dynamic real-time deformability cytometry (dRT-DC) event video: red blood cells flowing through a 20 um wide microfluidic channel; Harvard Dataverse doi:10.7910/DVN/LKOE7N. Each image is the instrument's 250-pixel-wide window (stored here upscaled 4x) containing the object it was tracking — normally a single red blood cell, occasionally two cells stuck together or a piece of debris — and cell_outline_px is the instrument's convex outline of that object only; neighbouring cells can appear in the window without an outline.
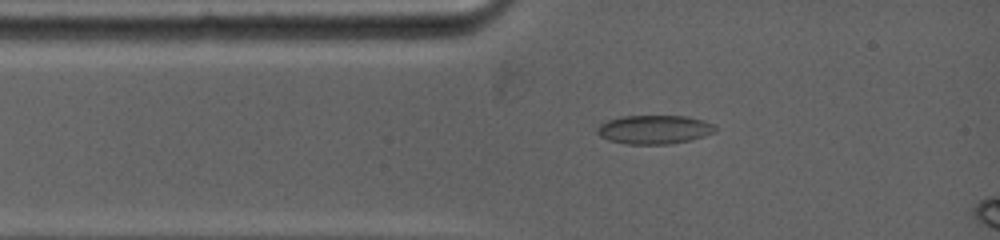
{"species": "common noctule bat (a hibernating species)", "species_latin": "Nyctalus noctula", "temperature_condition": "warm", "stored_images_in_passage": 9, "camera_frame_rate_fps": 5000, "um_per_image_px": 0.085, "animal": {"sex": "female", "body_mass_g": 19.0, "forearm_length_mm": 53.3}, "frame": {"image": 1, "passage_image": 6, "time_ms": 1.6, "image_size_px": [1000, 240], "cell_outline_px": [[716, 132], [692, 140], [668, 144], [628, 144], [608, 140], [600, 136], [596, 132], [596, 128], [600, 124], [608, 120], [620, 116], [688, 116], [704, 120], [716, 124]], "centroid_in_image_um": [55.64, 11.0], "position_along_channel_um": 29.4, "area_um2": 20.06}}